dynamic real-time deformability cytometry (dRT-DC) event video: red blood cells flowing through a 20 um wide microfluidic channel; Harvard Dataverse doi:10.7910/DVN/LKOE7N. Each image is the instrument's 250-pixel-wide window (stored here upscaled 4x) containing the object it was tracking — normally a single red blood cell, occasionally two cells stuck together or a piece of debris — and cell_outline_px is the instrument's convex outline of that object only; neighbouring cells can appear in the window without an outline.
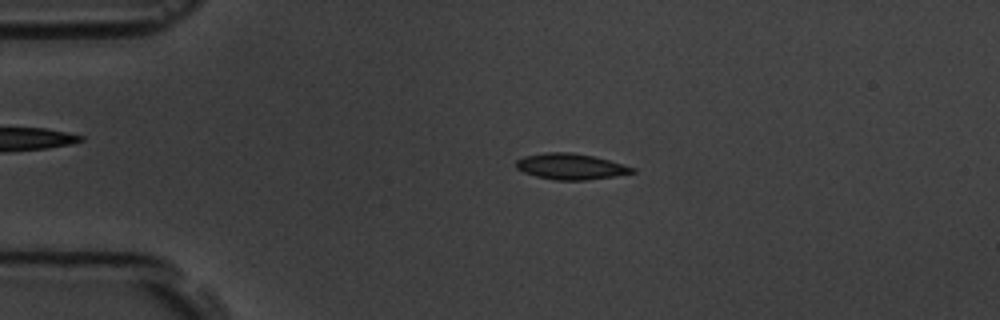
{"species": "common noctule bat (a hibernating species)", "species_latin": "Nyctalus noctula", "temperature_condition": "room temperature", "stored_images_in_passage": 4, "camera_frame_rate_fps": 3000, "um_per_image_px": 0.085, "animal": {"sex": "male", "body_mass_g": 19.5, "forearm_length_mm": 54.6}, "frame": {"image": 1, "passage_image": 2, "time_ms": 1.333, "image_size_px": [1000, 320], "cell_outline_px": [[636, 172], [612, 176], [584, 180], [556, 180], [536, 176], [524, 172], [516, 168], [516, 160], [524, 156], [544, 152], [572, 152], [592, 156], [608, 160], [636, 168]], "centroid_in_image_um": [48.48, 14.14], "position_along_channel_um": 36.5, "area_um2": 17.4}}
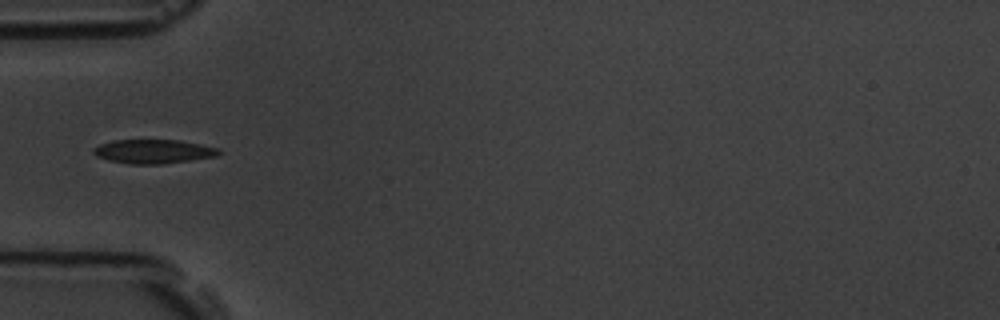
{"frame": {"image": 2, "passage_image": 4, "time_ms": 3.333, "image_size_px": [1000, 320], "cell_outline_px": [[224, 152], [216, 156], [164, 164], [128, 164], [108, 160], [96, 156], [92, 152], [92, 148], [100, 144], [112, 140], [180, 140], [220, 148]], "centroid_in_image_um": [13.05, 12.87], "position_along_channel_um": 72.0, "area_um2": 17.74}}